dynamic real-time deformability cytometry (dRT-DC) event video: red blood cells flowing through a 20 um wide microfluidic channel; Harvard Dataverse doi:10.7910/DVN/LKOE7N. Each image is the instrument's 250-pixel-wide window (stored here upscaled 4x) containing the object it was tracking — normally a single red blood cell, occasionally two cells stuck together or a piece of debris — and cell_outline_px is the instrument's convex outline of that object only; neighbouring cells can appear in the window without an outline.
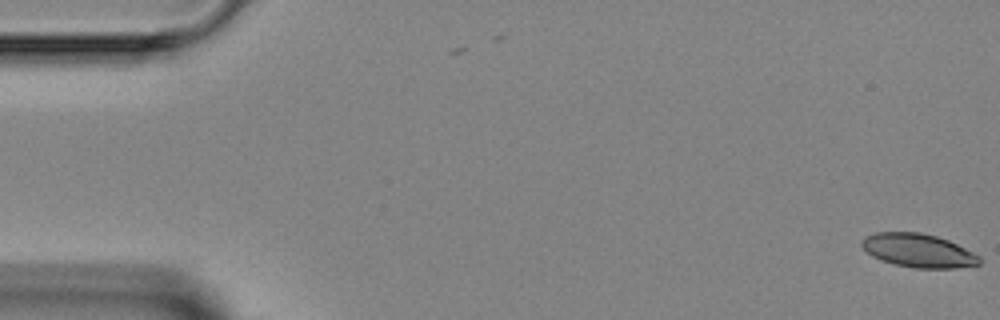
{"species": "Egyptian fruit bat (a non-hibernating species)", "species_latin": "Rousettus aegyptiacus", "temperature_condition": "room temperature", "stored_images_in_passage": 7, "camera_frame_rate_fps": 3000, "um_per_image_px": 0.085, "animal": {"sex": "female"}, "frame": {"image": 1, "passage_image": 1, "time_ms": 0.0, "image_size_px": [1000, 320], "cell_outline_px": [[980, 264], [956, 268], [916, 268], [896, 264], [880, 260], [872, 256], [860, 244], [860, 240], [864, 236], [876, 232], [920, 232], [936, 236], [948, 240], [980, 256]], "centroid_in_image_um": [78.03, 21.29], "position_along_channel_um": 7.0, "area_um2": 22.95}}
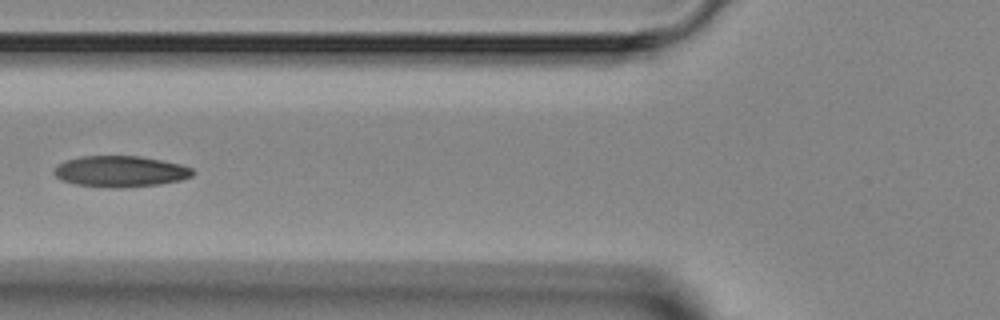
{"frame": {"image": 2, "passage_image": 6, "time_ms": 6.0, "image_size_px": [1000, 320], "cell_outline_px": [[196, 172], [192, 176], [180, 180], [156, 184], [120, 188], [116, 188], [76, 184], [60, 180], [52, 172], [64, 160], [80, 156], [140, 156], [180, 164], [192, 168]], "centroid_in_image_um": [10.22, 14.56], "position_along_channel_um": 115.6, "area_um2": 24.97}}
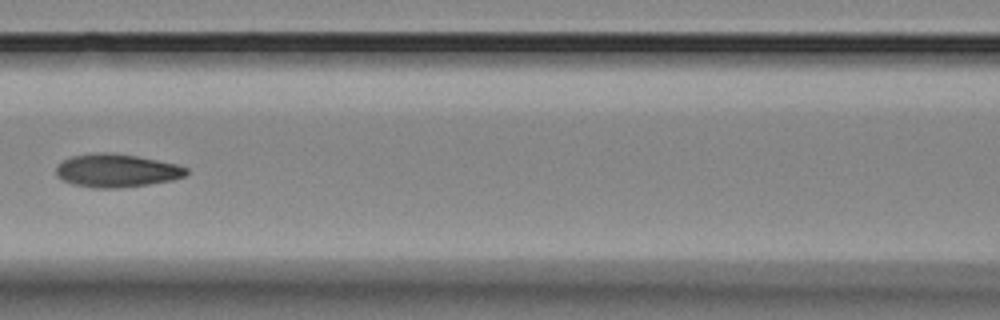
{"frame": {"image": 3, "passage_image": 7, "time_ms": 7.0, "image_size_px": [1000, 320], "cell_outline_px": [[188, 172], [184, 176], [172, 180], [148, 184], [120, 188], [92, 188], [72, 184], [56, 176], [56, 164], [72, 156], [96, 152], [104, 152], [136, 156], [176, 164], [188, 168]], "centroid_in_image_um": [9.87, 14.5], "position_along_channel_um": 156.7, "area_um2": 25.14}}